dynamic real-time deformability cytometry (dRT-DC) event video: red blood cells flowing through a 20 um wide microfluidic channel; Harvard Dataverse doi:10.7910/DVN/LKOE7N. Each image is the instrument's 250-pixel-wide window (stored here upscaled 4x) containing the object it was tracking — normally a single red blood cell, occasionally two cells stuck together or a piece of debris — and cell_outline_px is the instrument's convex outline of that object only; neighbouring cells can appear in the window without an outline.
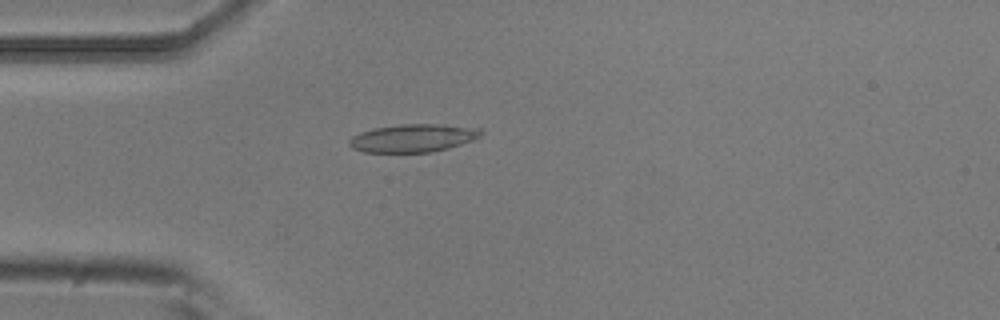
{"species": "common noctule bat (a hibernating species)", "species_latin": "Nyctalus noctula", "temperature_condition": "room temperature", "stored_images_in_passage": 4, "camera_frame_rate_fps": 3000, "um_per_image_px": 0.085, "animal": {"sex": "male", "body_mass_g": 20.5, "forearm_length_mm": 52.5}, "frame": {"image": 1, "passage_image": 4, "time_ms": 1.0, "image_size_px": [1000, 320], "cell_outline_px": [[484, 132], [480, 136], [472, 140], [448, 148], [432, 152], [364, 152], [352, 148], [348, 144], [348, 140], [352, 136], [360, 132], [372, 128], [400, 124], [440, 124], [480, 128]], "centroid_in_image_um": [35.08, 11.73], "position_along_channel_um": 49.9, "area_um2": 21.56}}